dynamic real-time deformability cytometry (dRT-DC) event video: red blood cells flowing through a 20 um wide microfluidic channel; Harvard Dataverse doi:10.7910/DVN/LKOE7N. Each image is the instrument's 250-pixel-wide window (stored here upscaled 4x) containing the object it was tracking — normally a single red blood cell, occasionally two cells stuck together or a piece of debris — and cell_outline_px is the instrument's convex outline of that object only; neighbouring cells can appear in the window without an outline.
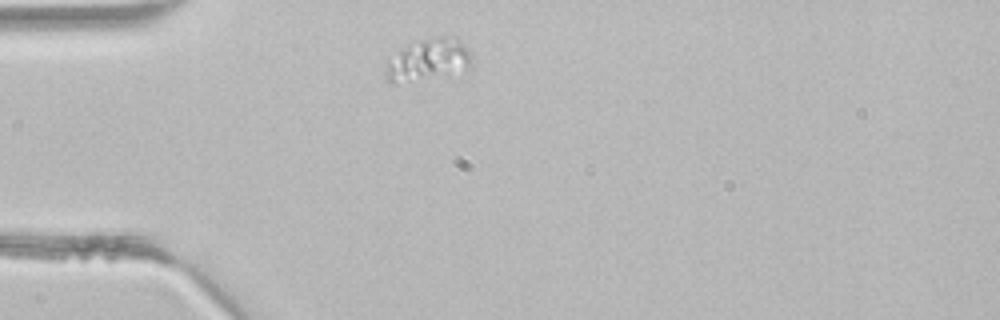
{"species": "common noctule bat (a hibernating species)", "species_latin": "Nyctalus noctula", "temperature_condition": "room temperature", "stored_images_in_passage": 3, "camera_frame_rate_fps": 3000, "um_per_image_px": 0.085, "animal": {"sex": "male", "body_mass_g": 21.5, "forearm_length_mm": 52.0}, "frame": {"image": 1, "passage_image": 3, "time_ms": 0.667, "image_size_px": [1000, 320], "cell_outline_px": [[472, 64], [396, 84], [392, 84], [384, 76], [384, 60], [408, 44], [420, 40], [436, 36], [456, 36], [464, 44], [472, 56]], "centroid_in_image_um": [36.25, 5.0], "position_along_channel_um": 48.7, "area_um2": 20.23}}